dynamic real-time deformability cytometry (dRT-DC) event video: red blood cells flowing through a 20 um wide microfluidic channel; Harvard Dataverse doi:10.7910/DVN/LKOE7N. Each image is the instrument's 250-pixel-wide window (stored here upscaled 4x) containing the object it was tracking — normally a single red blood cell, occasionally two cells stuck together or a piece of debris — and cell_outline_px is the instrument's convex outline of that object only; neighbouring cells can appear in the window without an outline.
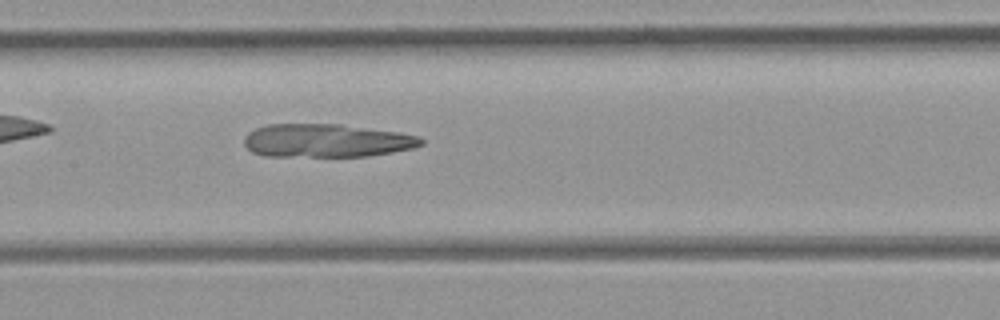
{"species": "common noctule bat (a hibernating species)", "species_latin": "Nyctalus noctula", "temperature_condition": "room temperature", "stored_images_in_passage": 36, "camera_frame_rate_fps": 3000, "um_per_image_px": 0.085, "animal": {"sex": "female", "body_mass_g": 21.9}, "frame": {"image": 1, "passage_image": 10, "time_ms": 3.0, "image_size_px": [1000, 320], "cell_outline_px": [[424, 144], [412, 148], [392, 152], [368, 156], [264, 156], [252, 152], [244, 144], [244, 136], [248, 132], [256, 128], [268, 124], [340, 124], [400, 132], [420, 136], [424, 140]], "centroid_in_image_um": [27.76, 11.95], "position_along_channel_um": 179.6, "area_um2": 34.51}}
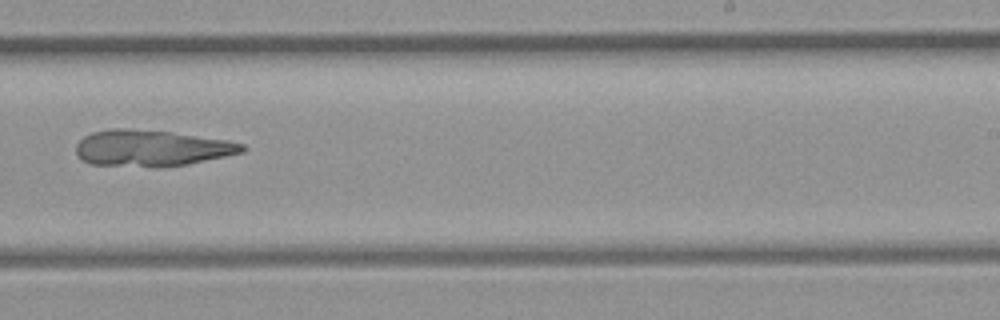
{"frame": {"image": 2, "passage_image": 17, "time_ms": 5.333, "image_size_px": [1000, 320], "cell_outline_px": [[248, 148], [244, 152], [188, 164], [156, 168], [88, 164], [76, 152], [76, 144], [84, 136], [92, 132], [108, 128], [124, 128], [172, 132], [228, 140], [244, 144]], "centroid_in_image_um": [12.88, 12.6], "position_along_channel_um": 276.1, "area_um2": 35.49}}
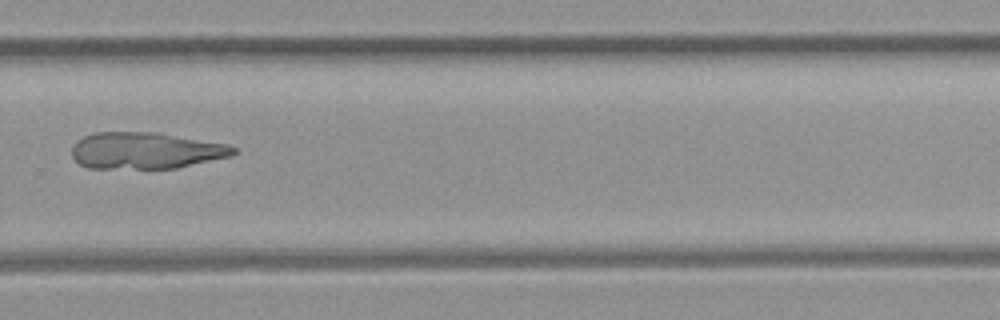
{"frame": {"image": 3, "passage_image": 20, "time_ms": 6.333, "image_size_px": [1000, 320], "cell_outline_px": [[240, 152], [232, 156], [176, 168], [88, 168], [80, 164], [72, 156], [72, 148], [76, 140], [84, 136], [96, 132], [156, 132], [228, 144], [240, 148]], "centroid_in_image_um": [12.44, 12.79], "position_along_channel_um": 317.4, "area_um2": 34.68}}